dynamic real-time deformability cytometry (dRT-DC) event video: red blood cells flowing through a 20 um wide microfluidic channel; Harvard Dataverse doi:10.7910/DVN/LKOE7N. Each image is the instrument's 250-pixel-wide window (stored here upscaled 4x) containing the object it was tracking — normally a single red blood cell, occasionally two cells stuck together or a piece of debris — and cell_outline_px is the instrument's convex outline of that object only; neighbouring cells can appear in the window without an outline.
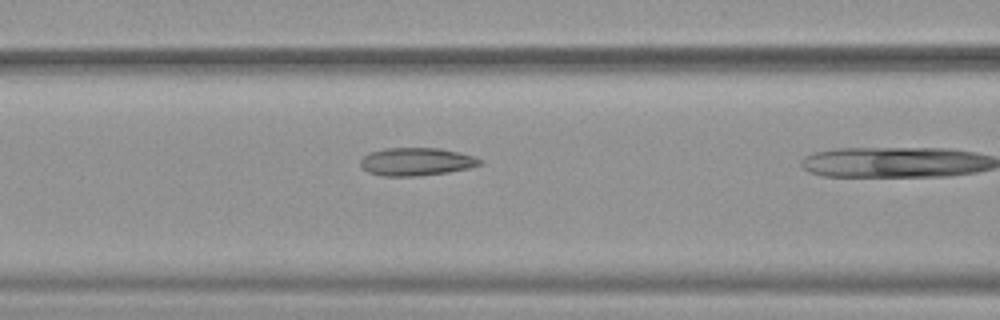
{"species": "common noctule bat (a hibernating species)", "species_latin": "Nyctalus noctula", "temperature_condition": "warm", "stored_images_in_passage": 11, "camera_frame_rate_fps": 3000, "um_per_image_px": 0.085, "animal": {"sex": "female", "body_mass_g": 19.9}, "frame": {"image": 1, "passage_image": 10, "time_ms": 3.0, "image_size_px": [1000, 320], "cell_outline_px": [[484, 164], [468, 168], [448, 172], [420, 176], [384, 176], [368, 172], [360, 164], [360, 160], [364, 156], [372, 152], [388, 148], [440, 148], [460, 152], [476, 156], [484, 160]], "centroid_in_image_um": [35.47, 13.74], "position_along_channel_um": 131.1, "area_um2": 19.54}}